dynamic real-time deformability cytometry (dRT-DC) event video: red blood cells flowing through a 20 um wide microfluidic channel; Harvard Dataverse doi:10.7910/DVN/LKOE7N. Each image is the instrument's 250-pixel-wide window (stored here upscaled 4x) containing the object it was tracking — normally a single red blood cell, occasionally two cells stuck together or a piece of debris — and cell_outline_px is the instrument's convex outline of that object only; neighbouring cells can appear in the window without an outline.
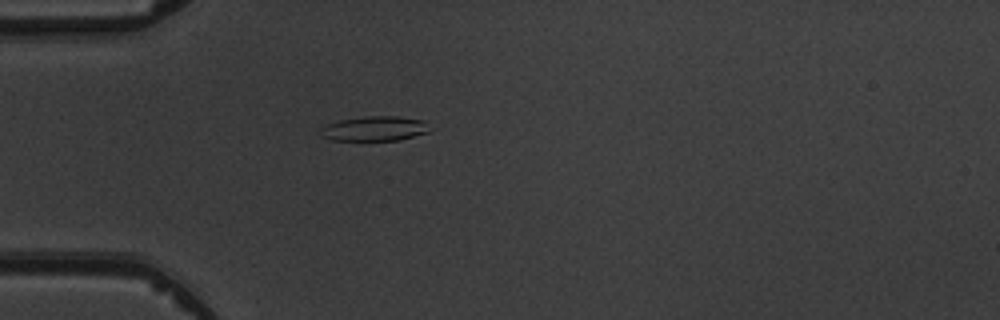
{"species": "common noctule bat (a hibernating species)", "species_latin": "Nyctalus noctula", "temperature_condition": "warm", "stored_images_in_passage": 1, "camera_frame_rate_fps": 3000, "um_per_image_px": 0.085, "animal": {"sex": "male", "body_mass_g": 19.5, "forearm_length_mm": 54.6}, "frame": {"image": 1, "passage_image": 1, "time_ms": 0.0, "image_size_px": [1000, 320], "cell_outline_px": [[428, 132], [400, 140], [332, 140], [320, 136], [316, 132], [320, 128], [328, 124], [340, 120], [364, 116], [396, 116], [424, 120]], "centroid_in_image_um": [31.76, 10.93], "position_along_channel_um": 53.2, "area_um2": 15.72}}